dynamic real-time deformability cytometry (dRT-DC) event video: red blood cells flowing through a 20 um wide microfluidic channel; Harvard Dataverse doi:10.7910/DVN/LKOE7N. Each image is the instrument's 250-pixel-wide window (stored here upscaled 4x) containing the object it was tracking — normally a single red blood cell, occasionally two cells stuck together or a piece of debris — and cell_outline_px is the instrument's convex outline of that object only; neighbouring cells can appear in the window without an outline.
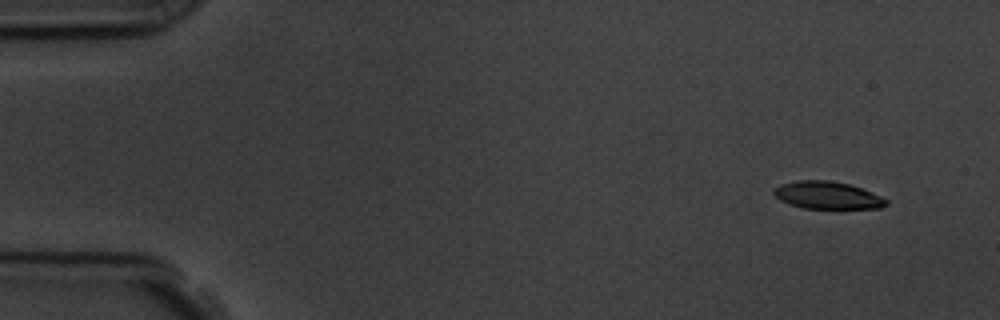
{"species": "common noctule bat (a hibernating species)", "species_latin": "Nyctalus noctula", "temperature_condition": "room temperature", "stored_images_in_passage": 5, "camera_frame_rate_fps": 3000, "um_per_image_px": 0.085, "animal": {"sex": "male", "body_mass_g": 19.5, "forearm_length_mm": 54.6}, "frame": {"image": 1, "passage_image": 1, "time_ms": 0.0, "image_size_px": [1000, 320], "cell_outline_px": [[888, 204], [880, 208], [804, 208], [780, 200], [772, 192], [780, 184], [796, 180], [828, 180], [848, 184], [860, 188], [880, 196], [888, 200]], "centroid_in_image_um": [70.32, 16.59], "position_along_channel_um": 14.7, "area_um2": 17.69}}
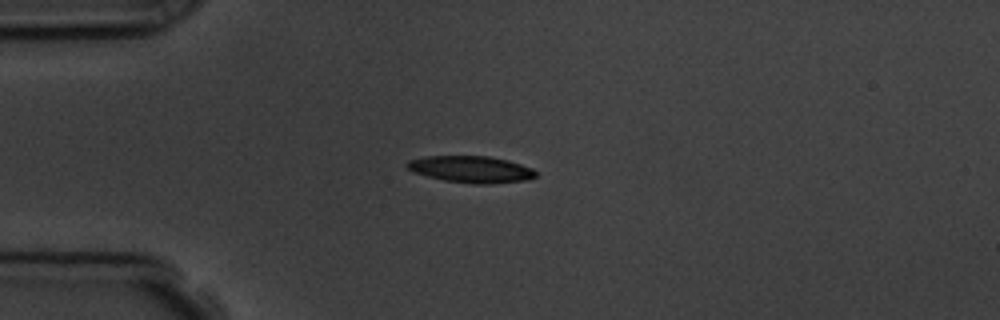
{"frame": {"image": 2, "passage_image": 4, "time_ms": 3.333, "image_size_px": [1000, 320], "cell_outline_px": [[536, 176], [524, 180], [488, 184], [476, 184], [444, 180], [412, 172], [404, 164], [408, 160], [424, 156], [488, 156], [508, 160], [532, 168], [536, 172]], "centroid_in_image_um": [40.0, 14.38], "position_along_channel_um": 45.0, "area_um2": 19.94}}